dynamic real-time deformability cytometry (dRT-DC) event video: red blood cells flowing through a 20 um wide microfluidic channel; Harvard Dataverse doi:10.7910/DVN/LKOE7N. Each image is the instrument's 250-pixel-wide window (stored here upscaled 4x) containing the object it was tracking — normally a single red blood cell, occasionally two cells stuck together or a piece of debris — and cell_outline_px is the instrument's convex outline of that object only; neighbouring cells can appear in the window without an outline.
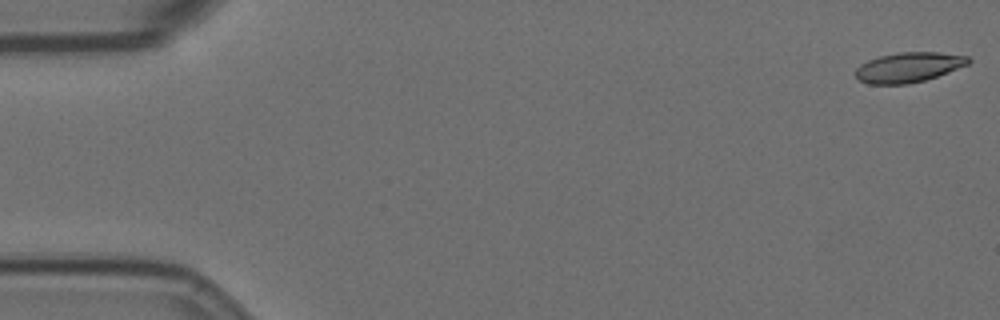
{"species": "Egyptian fruit bat (a non-hibernating species)", "species_latin": "Rousettus aegyptiacus", "temperature_condition": "room temperature", "stored_images_in_passage": 57, "camera_frame_rate_fps": 3000, "um_per_image_px": 0.085, "animal": {"sex": "female"}, "frame": {"image": 1, "passage_image": 1, "time_ms": 0.0, "image_size_px": [1000, 320], "cell_outline_px": [[972, 60], [968, 64], [948, 72], [924, 80], [908, 84], [868, 84], [860, 80], [856, 76], [856, 68], [860, 64], [868, 60], [880, 56], [900, 52], [936, 52], [968, 56]], "centroid_in_image_um": [77.22, 5.72], "position_along_channel_um": 7.8, "area_um2": 19.54}}
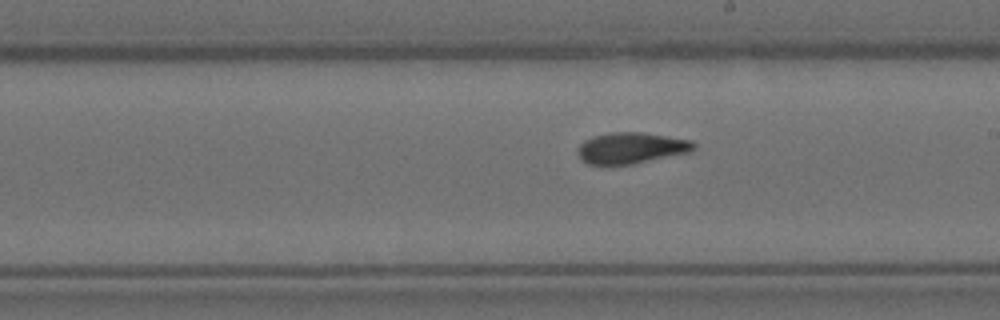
{"frame": {"image": 2, "passage_image": 32, "time_ms": 10.333, "image_size_px": [1000, 320], "cell_outline_px": [[696, 148], [688, 152], [632, 164], [588, 164], [576, 152], [580, 144], [584, 140], [592, 136], [612, 132], [644, 132], [692, 140], [696, 144]], "centroid_in_image_um": [53.66, 12.56], "position_along_channel_um": 235.3, "area_um2": 20.92}}
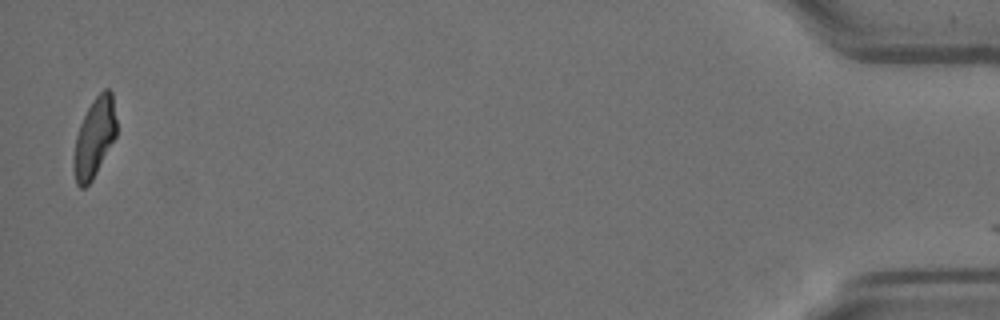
{"frame": {"image": 3, "passage_image": 56, "time_ms": 18.333, "image_size_px": [1000, 320], "cell_outline_px": [[116, 136], [92, 180], [84, 188], [80, 188], [76, 184], [72, 168], [72, 160], [76, 136], [80, 124], [88, 108], [96, 96], [104, 88], [108, 88], [112, 92], [116, 120]], "centroid_in_image_um": [8.0, 11.72], "position_along_channel_um": 427.2, "area_um2": 19.77}}